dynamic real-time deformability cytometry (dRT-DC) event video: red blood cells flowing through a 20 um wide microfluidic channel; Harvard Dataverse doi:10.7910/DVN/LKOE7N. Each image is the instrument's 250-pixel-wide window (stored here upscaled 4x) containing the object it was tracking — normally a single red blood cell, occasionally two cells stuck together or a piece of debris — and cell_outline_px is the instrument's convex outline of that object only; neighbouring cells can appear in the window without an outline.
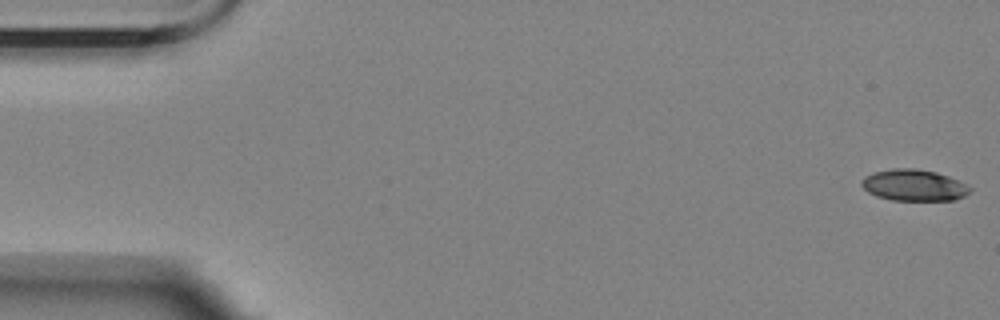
{"species": "Egyptian fruit bat (a non-hibernating species)", "species_latin": "Rousettus aegyptiacus", "temperature_condition": "room temperature", "stored_images_in_passage": 5, "camera_frame_rate_fps": 3000, "um_per_image_px": 0.085, "animal": {"sex": "female"}, "frame": {"image": 1, "passage_image": 1, "time_ms": 0.0, "image_size_px": [1000, 320], "cell_outline_px": [[972, 188], [964, 196], [956, 200], [892, 200], [876, 196], [868, 192], [860, 184], [860, 180], [864, 176], [872, 172], [892, 168], [912, 168], [936, 172], [948, 176]], "centroid_in_image_um": [77.62, 15.74], "position_along_channel_um": 7.4, "area_um2": 19.83}}
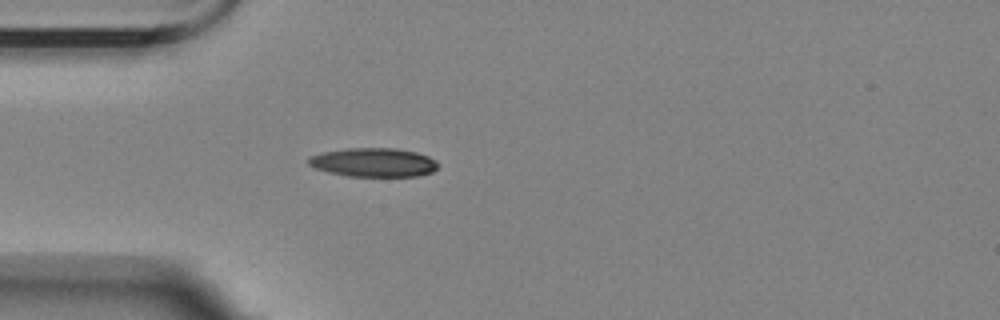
{"frame": {"image": 2, "passage_image": 5, "time_ms": 5.0, "image_size_px": [1000, 320], "cell_outline_px": [[440, 164], [432, 172], [420, 176], [348, 176], [328, 172], [316, 168], [308, 164], [308, 156], [324, 152], [348, 148], [396, 148], [416, 152], [428, 156], [436, 160]], "centroid_in_image_um": [31.78, 13.8], "position_along_channel_um": 53.2, "area_um2": 21.85}}